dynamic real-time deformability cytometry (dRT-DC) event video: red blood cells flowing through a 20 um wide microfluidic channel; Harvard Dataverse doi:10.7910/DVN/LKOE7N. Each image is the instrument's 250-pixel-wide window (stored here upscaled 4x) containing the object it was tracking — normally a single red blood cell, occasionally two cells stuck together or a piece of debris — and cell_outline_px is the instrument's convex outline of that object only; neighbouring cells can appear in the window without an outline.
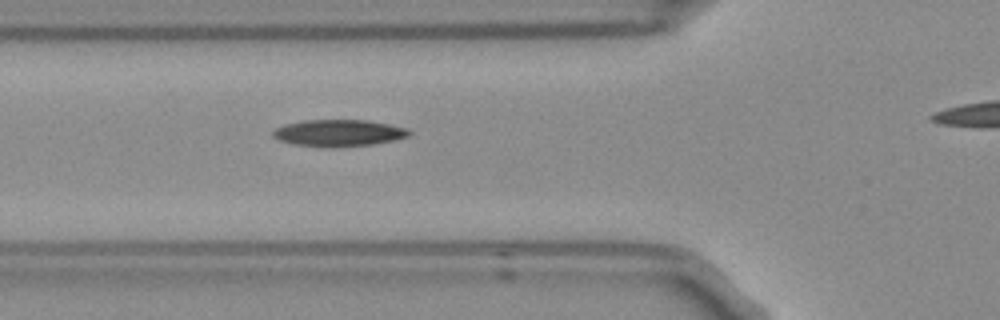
{"species": "Egyptian fruit bat (a non-hibernating species)", "species_latin": "Rousettus aegyptiacus", "temperature_condition": "room temperature", "stored_images_in_passage": 3, "segment_of_instrument_passage": [1, 2], "camera_frame_rate_fps": 3000, "um_per_image_px": 0.085, "frame": {"image": 1, "passage_image": 2, "time_ms": 0.333, "image_size_px": [1000, 320], "cell_outline_px": [[412, 132], [408, 136], [396, 140], [372, 144], [328, 148], [324, 148], [292, 144], [280, 140], [272, 136], [272, 132], [276, 128], [284, 124], [304, 120], [368, 120], [408, 128]], "centroid_in_image_um": [28.78, 11.31], "position_along_channel_um": 97.0, "area_um2": 21.44}}